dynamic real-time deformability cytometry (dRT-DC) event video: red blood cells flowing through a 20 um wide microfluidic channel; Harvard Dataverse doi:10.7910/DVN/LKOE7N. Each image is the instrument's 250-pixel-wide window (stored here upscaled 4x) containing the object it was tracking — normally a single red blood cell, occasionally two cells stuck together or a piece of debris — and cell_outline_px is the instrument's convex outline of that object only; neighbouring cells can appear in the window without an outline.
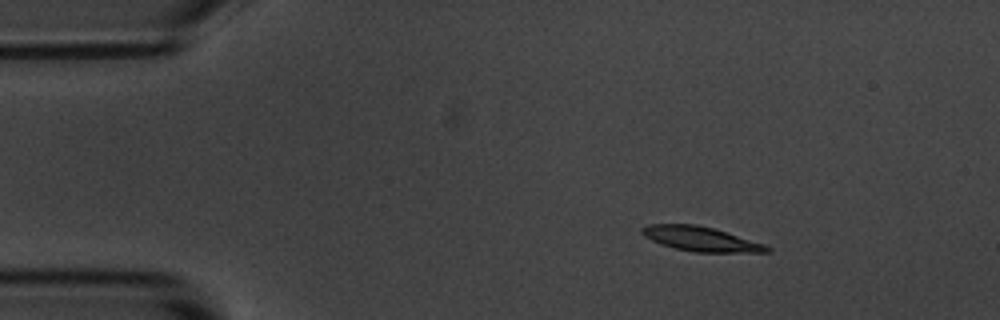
{"species": "common noctule bat (a hibernating species)", "species_latin": "Nyctalus noctula", "temperature_condition": "room temperature", "stored_images_in_passage": 3, "camera_frame_rate_fps": 3000, "um_per_image_px": 0.085, "animal": {"sex": "male", "body_mass_g": 20.1, "forearm_length_mm": 53.5}, "frame": {"image": 1, "passage_image": 2, "time_ms": 1.0, "image_size_px": [1000, 320], "cell_outline_px": [[772, 252], [692, 252], [660, 244], [644, 236], [640, 232], [640, 228], [648, 224], [696, 224], [712, 228], [764, 244], [772, 248]], "centroid_in_image_um": [59.53, 20.31], "position_along_channel_um": 25.5, "area_um2": 17.74}}